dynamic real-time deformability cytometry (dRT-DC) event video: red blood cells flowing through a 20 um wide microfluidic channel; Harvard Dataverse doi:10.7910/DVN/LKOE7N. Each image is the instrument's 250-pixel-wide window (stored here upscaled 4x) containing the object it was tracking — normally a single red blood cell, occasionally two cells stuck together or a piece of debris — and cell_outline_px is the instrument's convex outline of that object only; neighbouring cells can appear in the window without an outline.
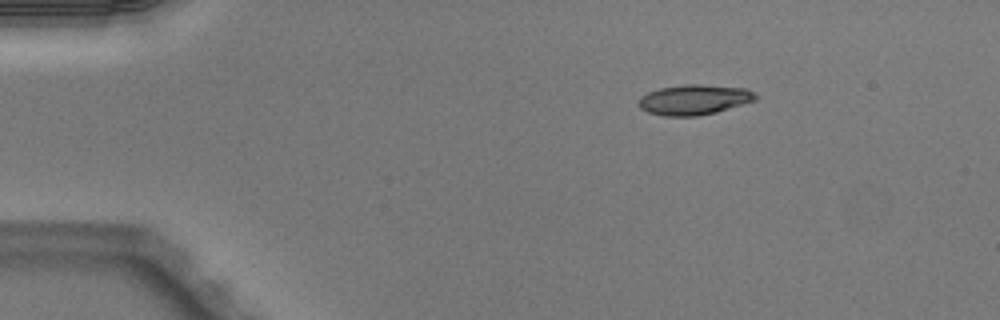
{"species": "Egyptian fruit bat (a non-hibernating species)", "species_latin": "Rousettus aegyptiacus", "temperature_condition": "warm", "stored_images_in_passage": 43, "camera_frame_rate_fps": 3000, "um_per_image_px": 0.085, "animal": {"sex": "male"}, "frame": {"image": 1, "passage_image": 1, "time_ms": 0.0, "image_size_px": [1000, 320], "cell_outline_px": [[756, 100], [716, 112], [700, 116], [664, 116], [648, 112], [640, 108], [640, 96], [648, 92], [660, 88], [684, 84], [700, 84], [748, 88], [756, 96]], "centroid_in_image_um": [59.0, 8.47], "position_along_channel_um": 26.0, "area_um2": 20.52}}
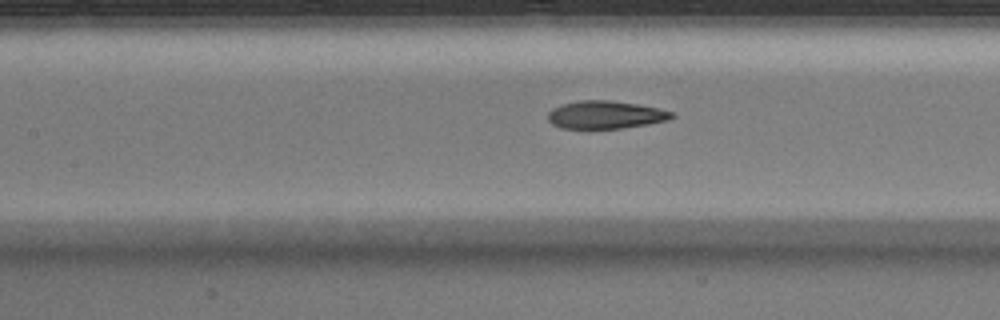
{"frame": {"image": 2, "passage_image": 16, "time_ms": 5.0, "image_size_px": [1000, 320], "cell_outline_px": [[676, 116], [668, 120], [648, 124], [620, 128], [588, 132], [584, 132], [560, 128], [552, 124], [548, 120], [548, 112], [552, 108], [560, 104], [580, 100], [608, 100], [636, 104], [656, 108], [672, 112]], "centroid_in_image_um": [51.36, 9.81], "position_along_channel_um": 156.0, "area_um2": 20.92}}
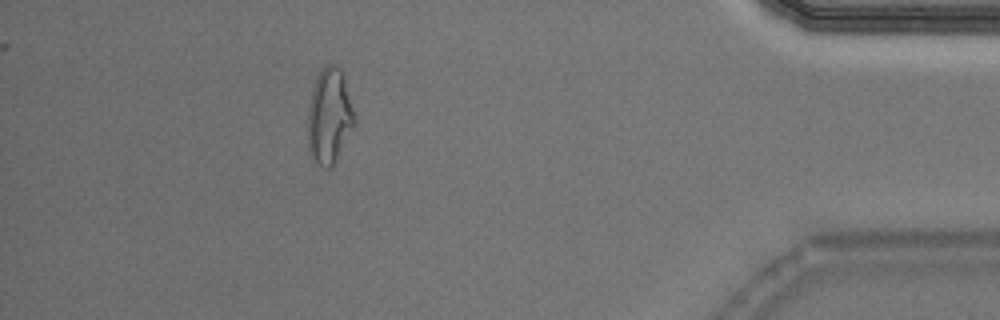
{"frame": {"image": 3, "passage_image": 38, "time_ms": 12.333, "image_size_px": [1000, 320], "cell_outline_px": [[356, 124], [332, 168], [324, 168], [316, 164], [312, 160], [308, 148], [308, 108], [312, 88], [316, 76], [328, 64], [332, 64], [340, 68], [344, 76], [356, 120]], "centroid_in_image_um": [27.99, 9.92], "position_along_channel_um": 407.2, "area_um2": 26.24}, "authors_computed_cell_mechanics": {"area_um2": 21.0392, "velocity_mm_per_s": 4.0555, "shape_relaxation_time_tau1_ms": 4.1206, "shape_relaxation_time_tau2_ms": 1.8232, "deformation_change_tau1": 0.1937, "deformation_change_tau2": 0.1079}}